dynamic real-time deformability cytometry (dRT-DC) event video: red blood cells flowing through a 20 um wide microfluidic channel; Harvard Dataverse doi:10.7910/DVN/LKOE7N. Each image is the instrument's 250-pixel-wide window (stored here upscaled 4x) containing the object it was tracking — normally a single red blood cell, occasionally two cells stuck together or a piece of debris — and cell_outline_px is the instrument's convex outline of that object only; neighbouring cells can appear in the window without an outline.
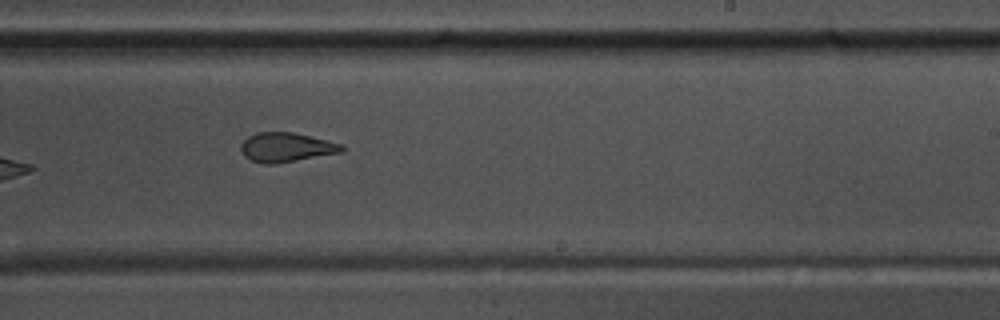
{"species": "common noctule bat (a hibernating species)", "species_latin": "Nyctalus noctula", "temperature_condition": "warm", "stored_images_in_passage": 37, "camera_frame_rate_fps": 3000, "um_per_image_px": 0.085, "animal": {"sex": "male", "body_mass_g": 17.5, "forearm_length_mm": 52.3}, "frame": {"image": 1, "passage_image": 16, "time_ms": 5.0, "image_size_px": [1000, 320], "cell_outline_px": [[344, 148], [340, 152], [272, 164], [264, 164], [252, 160], [244, 156], [240, 148], [240, 144], [248, 136], [256, 132], [292, 132], [344, 144]], "centroid_in_image_um": [24.29, 12.5], "position_along_channel_um": 264.7, "area_um2": 16.99}}